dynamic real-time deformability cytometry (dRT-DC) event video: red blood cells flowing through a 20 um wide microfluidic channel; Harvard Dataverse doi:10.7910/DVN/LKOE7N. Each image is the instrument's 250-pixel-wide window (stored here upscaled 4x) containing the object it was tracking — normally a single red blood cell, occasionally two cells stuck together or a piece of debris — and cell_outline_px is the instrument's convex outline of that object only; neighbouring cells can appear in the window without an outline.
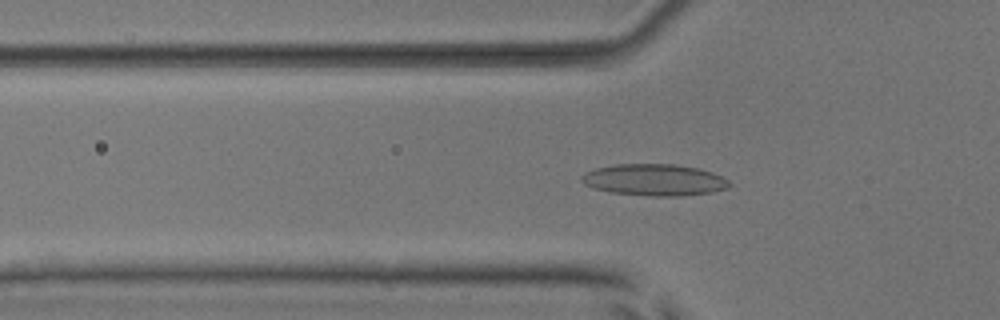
{"species": "common noctule bat (a hibernating species)", "species_latin": "Nyctalus noctula", "temperature_condition": "room temperature", "stored_images_in_passage": 38, "camera_frame_rate_fps": 3000, "um_per_image_px": 0.085, "animal": {"sex": "male", "body_mass_g": 17.9, "forearm_length_mm": 54.2}, "frame": {"image": 1, "passage_image": 7, "time_ms": 2.0, "image_size_px": [1000, 320], "cell_outline_px": [[732, 184], [728, 188], [712, 192], [680, 196], [652, 196], [612, 192], [596, 188], [584, 184], [580, 180], [580, 176], [584, 172], [596, 168], [616, 164], [676, 164], [696, 168], [712, 172], [728, 180]], "centroid_in_image_um": [55.62, 15.28], "position_along_channel_um": 70.2, "area_um2": 27.17}}
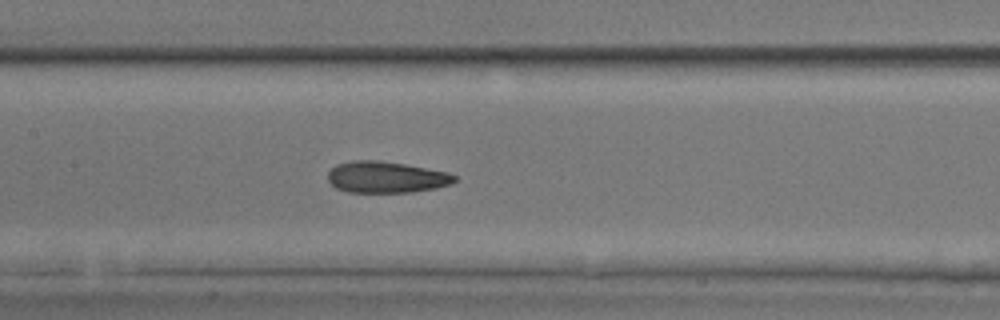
{"frame": {"image": 2, "passage_image": 15, "time_ms": 4.667, "image_size_px": [1000, 320], "cell_outline_px": [[456, 180], [452, 184], [436, 188], [412, 192], [348, 192], [336, 188], [328, 180], [328, 172], [336, 164], [352, 160], [376, 160], [404, 164], [448, 172], [456, 176]], "centroid_in_image_um": [32.82, 15.06], "position_along_channel_um": 174.6, "area_um2": 23.18}}
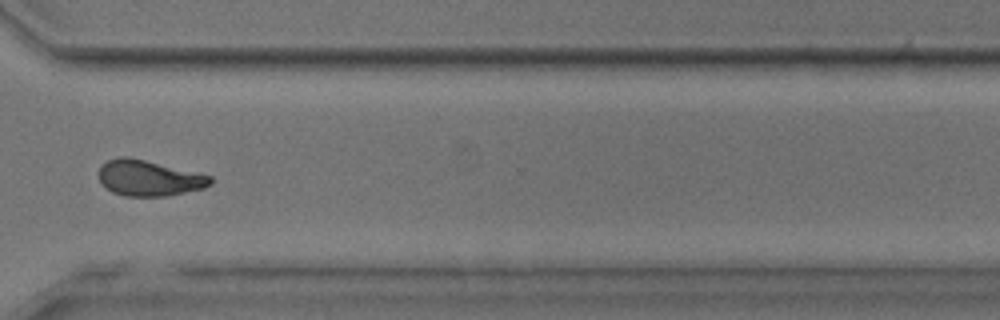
{"frame": {"image": 3, "passage_image": 29, "time_ms": 9.333, "image_size_px": [1000, 320], "cell_outline_px": [[212, 184], [204, 188], [168, 196], [124, 196], [112, 192], [100, 180], [100, 164], [116, 156], [128, 156], [200, 172], [212, 176]], "centroid_in_image_um": [12.7, 15.12], "position_along_channel_um": 357.9, "area_um2": 23.52}}